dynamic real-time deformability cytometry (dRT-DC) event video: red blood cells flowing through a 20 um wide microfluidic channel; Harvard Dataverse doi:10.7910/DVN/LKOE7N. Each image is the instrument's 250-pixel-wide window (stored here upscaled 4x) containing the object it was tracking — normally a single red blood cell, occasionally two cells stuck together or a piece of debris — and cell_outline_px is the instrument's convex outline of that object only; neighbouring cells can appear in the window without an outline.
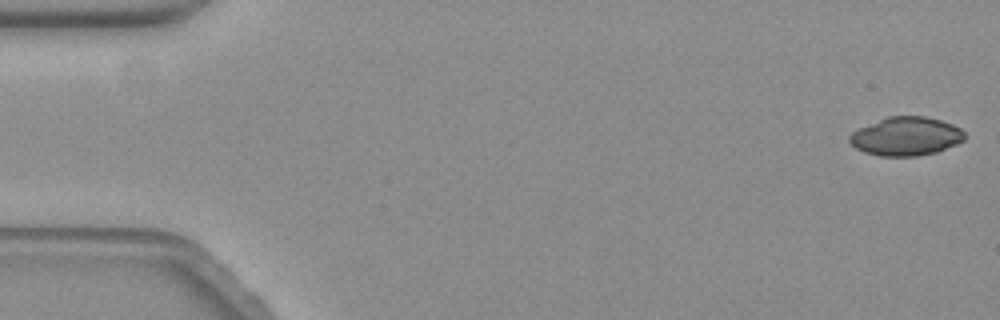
{"species": "common noctule bat (a hibernating species)", "species_latin": "Nyctalus noctula", "temperature_condition": "warm", "stored_images_in_passage": 3, "camera_frame_rate_fps": 3000, "um_per_image_px": 0.085, "animal": {"sex": "female", "body_mass_g": 19.3, "forearm_length_mm": 54.1}, "frame": {"image": 1, "passage_image": 1, "time_ms": 0.0, "image_size_px": [1000, 320], "cell_outline_px": [[964, 140], [956, 144], [936, 152], [916, 156], [880, 156], [864, 152], [856, 148], [848, 140], [848, 136], [852, 132], [860, 128], [888, 116], [924, 116], [940, 120], [952, 124], [960, 128], [964, 132]], "centroid_in_image_um": [77.0, 11.59], "position_along_channel_um": 8.0, "area_um2": 25.72}}